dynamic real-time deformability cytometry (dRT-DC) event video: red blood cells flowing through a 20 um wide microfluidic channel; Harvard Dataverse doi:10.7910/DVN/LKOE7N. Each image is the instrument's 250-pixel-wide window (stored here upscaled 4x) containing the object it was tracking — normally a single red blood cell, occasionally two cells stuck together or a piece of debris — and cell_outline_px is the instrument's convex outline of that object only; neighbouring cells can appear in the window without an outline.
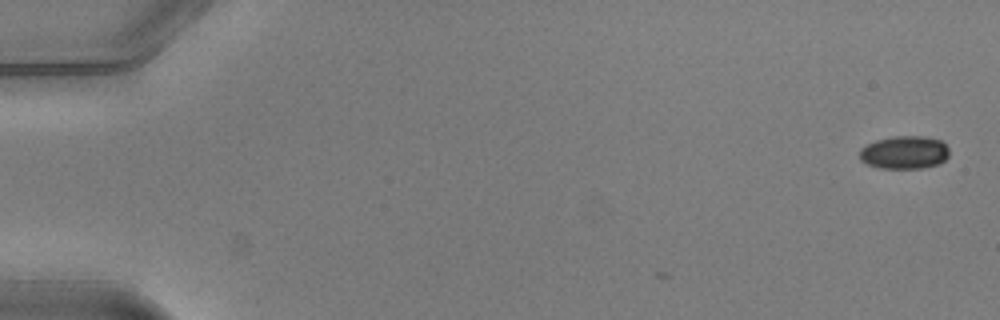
{"species": "common noctule bat (a hibernating species)", "species_latin": "Nyctalus noctula", "temperature_condition": "warm", "stored_images_in_passage": 2, "camera_frame_rate_fps": 3000, "um_per_image_px": 0.085, "animal": {"sex": "male", "body_mass_g": 20.5, "forearm_length_mm": 52.5}, "frame": {"image": 1, "passage_image": 2, "time_ms": 0.333, "image_size_px": [1000, 320], "cell_outline_px": [[948, 156], [940, 164], [920, 168], [880, 168], [868, 164], [860, 160], [860, 148], [876, 140], [892, 136], [924, 136], [940, 140], [948, 148]], "centroid_in_image_um": [76.87, 12.95], "position_along_channel_um": 8.1, "area_um2": 17.22}}